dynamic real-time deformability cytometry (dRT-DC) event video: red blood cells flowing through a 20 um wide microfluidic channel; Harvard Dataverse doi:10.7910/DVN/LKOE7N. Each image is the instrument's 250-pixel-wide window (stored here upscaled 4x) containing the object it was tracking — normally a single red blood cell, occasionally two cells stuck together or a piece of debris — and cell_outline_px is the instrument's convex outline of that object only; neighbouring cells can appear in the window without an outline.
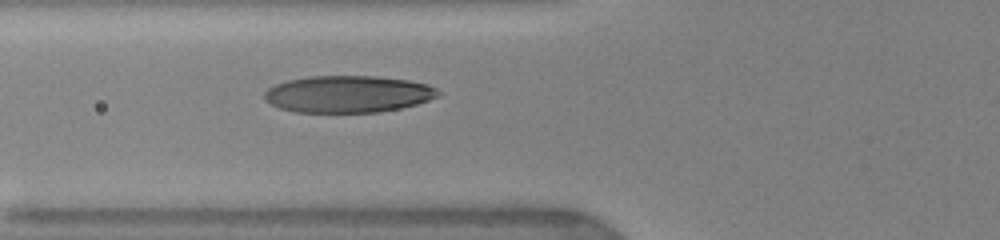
{"species": "human", "species_latin": "Homo sapiens", "temperature_condition": "warm", "stored_images_in_passage": 8, "camera_frame_rate_fps": 3000, "um_per_image_px": 0.085, "donor": {"sex": "female"}, "frame": {"image": 1, "passage_image": 4, "time_ms": 2.333, "image_size_px": [1000, 240], "cell_outline_px": [[440, 96], [416, 104], [400, 108], [376, 112], [296, 112], [280, 108], [264, 100], [264, 92], [268, 88], [276, 84], [288, 80], [308, 76], [376, 76], [408, 80], [428, 84], [436, 88], [440, 92]], "centroid_in_image_um": [29.58, 7.99], "position_along_channel_um": 96.2, "area_um2": 37.4}}